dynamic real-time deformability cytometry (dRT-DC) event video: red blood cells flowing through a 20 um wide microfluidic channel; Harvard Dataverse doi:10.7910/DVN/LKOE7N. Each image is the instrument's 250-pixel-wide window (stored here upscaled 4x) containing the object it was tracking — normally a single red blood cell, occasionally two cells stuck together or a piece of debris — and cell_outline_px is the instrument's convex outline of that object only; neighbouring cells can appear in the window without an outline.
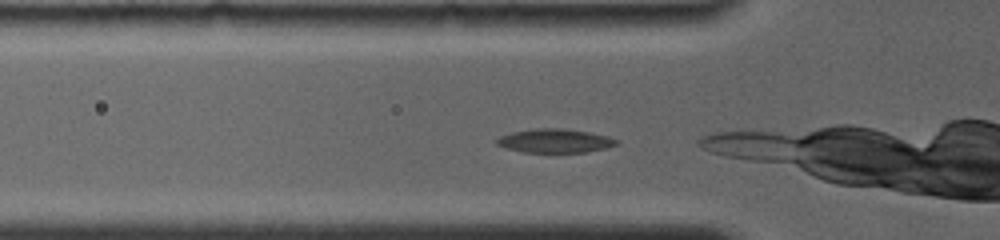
{"species": "common noctule bat (a hibernating species)", "species_latin": "Nyctalus noctula", "temperature_condition": "room temperature", "stored_images_in_passage": 4, "camera_frame_rate_fps": 4000, "um_per_image_px": 0.085, "animal": {"sex": "female", "body_mass_g": 19.0, "forearm_length_mm": 56.7}, "frame": {"image": 1, "passage_image": 2, "time_ms": 0.25, "image_size_px": [1000, 240], "cell_outline_px": [[620, 140], [616, 144], [608, 148], [588, 152], [524, 152], [508, 148], [496, 144], [496, 140], [500, 136], [512, 132], [536, 128], [560, 128], [588, 132], [608, 136]], "centroid_in_image_um": [47.2, 11.97], "position_along_channel_um": 78.6, "area_um2": 16.53}}